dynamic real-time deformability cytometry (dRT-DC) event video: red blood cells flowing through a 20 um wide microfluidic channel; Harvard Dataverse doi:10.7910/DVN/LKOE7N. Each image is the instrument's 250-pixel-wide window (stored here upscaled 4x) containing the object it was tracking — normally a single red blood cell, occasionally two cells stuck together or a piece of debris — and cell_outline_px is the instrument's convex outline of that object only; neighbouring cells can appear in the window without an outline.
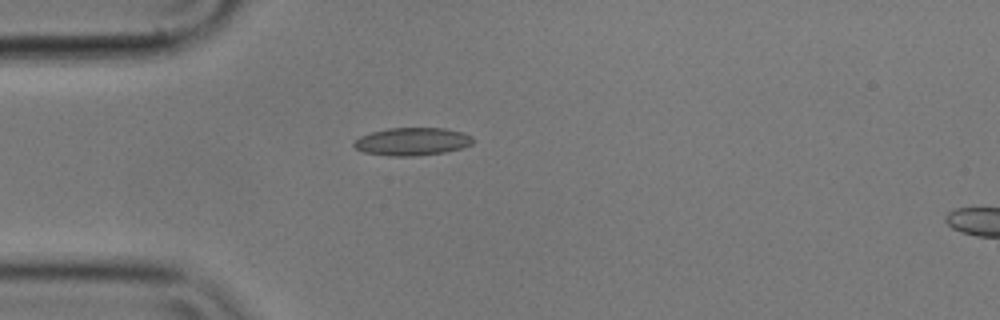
{"species": "common noctule bat (a hibernating species)", "species_latin": "Nyctalus noctula", "temperature_condition": "cold", "stored_images_in_passage": 4, "camera_frame_rate_fps": 3000, "um_per_image_px": 0.085, "animal": {"sex": "male", "body_mass_g": 17.9}, "frame": {"image": 1, "passage_image": 3, "time_ms": 0.667, "image_size_px": [1000, 320], "cell_outline_px": [[476, 140], [472, 144], [460, 148], [444, 152], [416, 156], [388, 156], [364, 152], [356, 148], [352, 144], [360, 136], [372, 132], [388, 128], [444, 128], [464, 132], [472, 136]], "centroid_in_image_um": [35.06, 12.03], "position_along_channel_um": 49.9, "area_um2": 19.36}}